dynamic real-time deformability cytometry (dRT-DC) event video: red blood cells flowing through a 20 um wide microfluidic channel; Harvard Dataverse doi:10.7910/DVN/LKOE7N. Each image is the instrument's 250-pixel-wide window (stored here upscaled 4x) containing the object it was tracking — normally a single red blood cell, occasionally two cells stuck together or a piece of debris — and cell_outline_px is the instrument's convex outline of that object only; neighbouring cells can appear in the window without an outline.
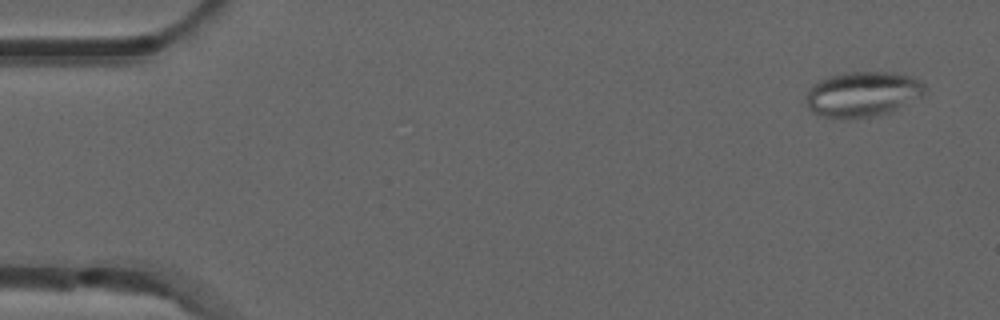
{"species": "common noctule bat (a hibernating species)", "species_latin": "Nyctalus noctula", "temperature_condition": "room temperature", "stored_images_in_passage": 7, "camera_frame_rate_fps": 3000, "um_per_image_px": 0.085, "animal": {"sex": "male", "forearm_length_mm": 52.5}, "frame": {"image": 1, "passage_image": 1, "time_ms": 0.0, "image_size_px": [1000, 320], "cell_outline_px": [[928, 88], [924, 96], [892, 112], [872, 116], [824, 116], [812, 112], [804, 104], [804, 96], [812, 84], [828, 76], [848, 72], [888, 72], [912, 76], [920, 80]], "centroid_in_image_um": [73.35, 7.97], "position_along_channel_um": 11.6, "area_um2": 31.39}}